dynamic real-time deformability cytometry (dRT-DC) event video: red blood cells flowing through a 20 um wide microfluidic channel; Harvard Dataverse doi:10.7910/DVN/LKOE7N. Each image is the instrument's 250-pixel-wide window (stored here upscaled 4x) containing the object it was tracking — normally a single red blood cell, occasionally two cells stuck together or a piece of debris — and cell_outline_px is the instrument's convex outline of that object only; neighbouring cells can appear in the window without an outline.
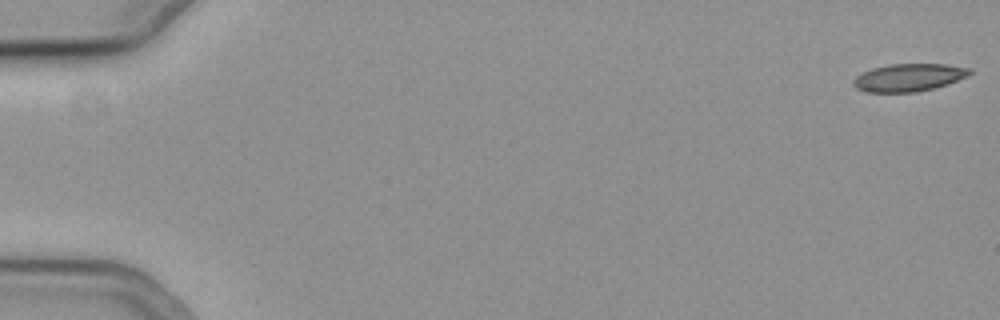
{"species": "common noctule bat (a hibernating species)", "species_latin": "Nyctalus noctula", "temperature_condition": "cold", "stored_images_in_passage": 12, "camera_frame_rate_fps": 3000, "um_per_image_px": 0.085, "animal": {"sex": "female", "body_mass_g": 19.3, "forearm_length_mm": 54.1}, "frame": {"image": 1, "passage_image": 1, "time_ms": 0.0, "image_size_px": [1000, 320], "cell_outline_px": [[972, 72], [968, 76], [948, 84], [936, 88], [916, 92], [864, 92], [856, 88], [852, 84], [852, 80], [856, 76], [872, 68], [888, 64], [944, 64], [972, 68]], "centroid_in_image_um": [77.25, 6.59], "position_along_channel_um": 7.7, "area_um2": 18.96}}